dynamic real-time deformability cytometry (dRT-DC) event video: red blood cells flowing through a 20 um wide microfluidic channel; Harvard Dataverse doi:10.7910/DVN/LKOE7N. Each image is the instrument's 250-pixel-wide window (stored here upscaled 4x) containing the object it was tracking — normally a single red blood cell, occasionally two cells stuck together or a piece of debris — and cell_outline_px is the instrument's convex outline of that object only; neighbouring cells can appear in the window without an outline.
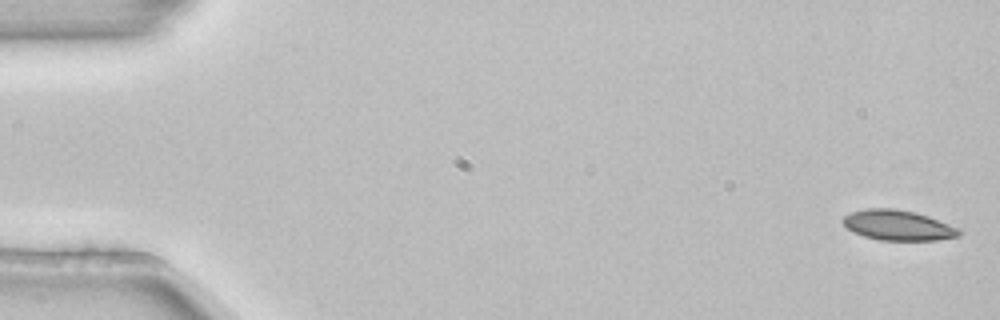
{"species": "common noctule bat (a hibernating species)", "species_latin": "Nyctalus noctula", "temperature_condition": "room temperature", "stored_images_in_passage": 6, "camera_frame_rate_fps": 3000, "um_per_image_px": 0.085, "animal": {"sex": "female", "body_mass_g": 22.7, "forearm_length_mm": 54.2}, "frame": {"image": 1, "passage_image": 1, "time_ms": 0.0, "image_size_px": [1000, 320], "cell_outline_px": [[960, 236], [936, 240], [880, 240], [864, 236], [848, 228], [840, 220], [844, 216], [852, 212], [868, 208], [896, 208], [916, 212], [928, 216], [948, 224], [956, 228], [960, 232]], "centroid_in_image_um": [76.31, 19.14], "position_along_channel_um": 8.7, "area_um2": 20.23}}